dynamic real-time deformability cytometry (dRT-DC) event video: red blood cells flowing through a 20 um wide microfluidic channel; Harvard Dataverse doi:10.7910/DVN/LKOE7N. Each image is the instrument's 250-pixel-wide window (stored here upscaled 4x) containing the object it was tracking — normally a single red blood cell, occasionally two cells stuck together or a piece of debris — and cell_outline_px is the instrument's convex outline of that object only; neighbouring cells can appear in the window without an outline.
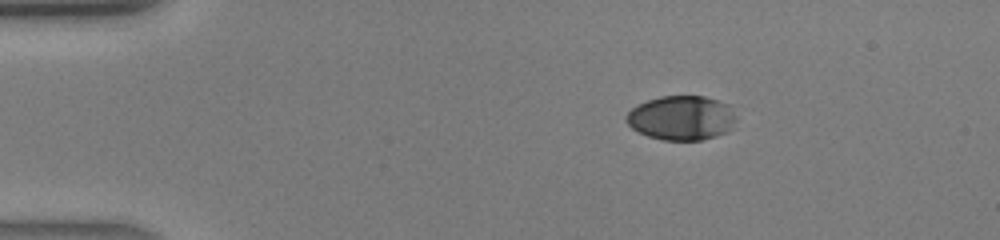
{"species": "human", "species_latin": "Homo sapiens", "temperature_condition": "warm", "stored_images_in_passage": 31, "camera_frame_rate_fps": 3000, "um_per_image_px": 0.085, "donor": {"sex": "male"}, "frame": {"image": 1, "passage_image": 1, "time_ms": 0.0, "image_size_px": [1000, 240], "cell_outline_px": [[704, 136], [692, 140], [676, 140], [656, 136], [644, 132], [640, 128], [640, 108], [644, 104], [656, 100], [672, 96], [696, 96], [700, 100]], "centroid_in_image_um": [57.22, 10.04], "position_along_channel_um": 27.8, "area_um2": 17.34}}
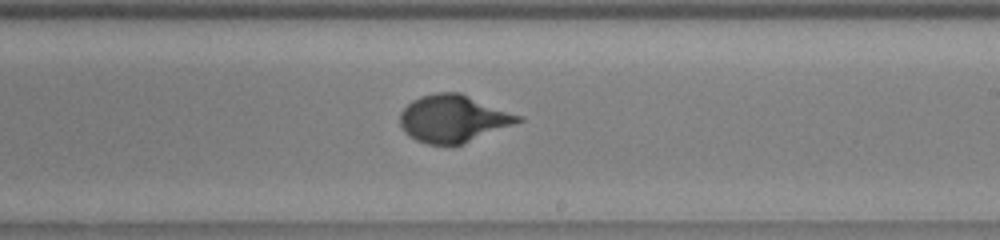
{"frame": {"image": 2, "passage_image": 19, "time_ms": 6.0, "image_size_px": [1000, 240], "cell_outline_px": [[512, 120], [460, 140], [432, 140], [424, 136], [444, 96], [460, 96], [508, 116]], "centroid_in_image_um": [39.3, 10.16], "position_along_channel_um": 249.7, "area_um2": 17.11}}
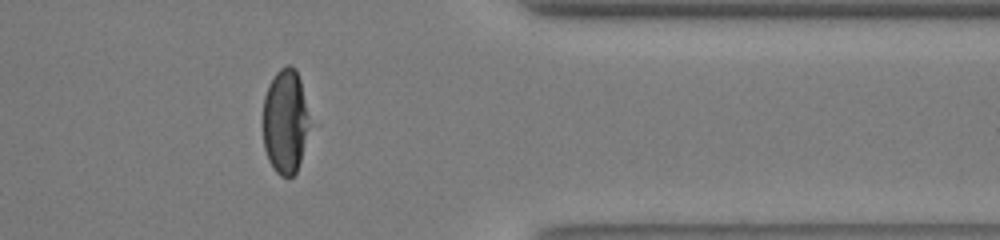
{"frame": {"image": 3, "passage_image": 28, "time_ms": 9.0, "image_size_px": [1000, 240], "cell_outline_px": [[300, 152], [296, 168], [288, 176], [280, 172], [276, 168], [268, 152], [264, 136], [264, 108], [268, 92], [276, 76], [280, 72], [292, 72], [296, 76], [300, 92]], "centroid_in_image_um": [24.08, 10.4], "position_along_channel_um": 387.3, "area_um2": 22.25}}